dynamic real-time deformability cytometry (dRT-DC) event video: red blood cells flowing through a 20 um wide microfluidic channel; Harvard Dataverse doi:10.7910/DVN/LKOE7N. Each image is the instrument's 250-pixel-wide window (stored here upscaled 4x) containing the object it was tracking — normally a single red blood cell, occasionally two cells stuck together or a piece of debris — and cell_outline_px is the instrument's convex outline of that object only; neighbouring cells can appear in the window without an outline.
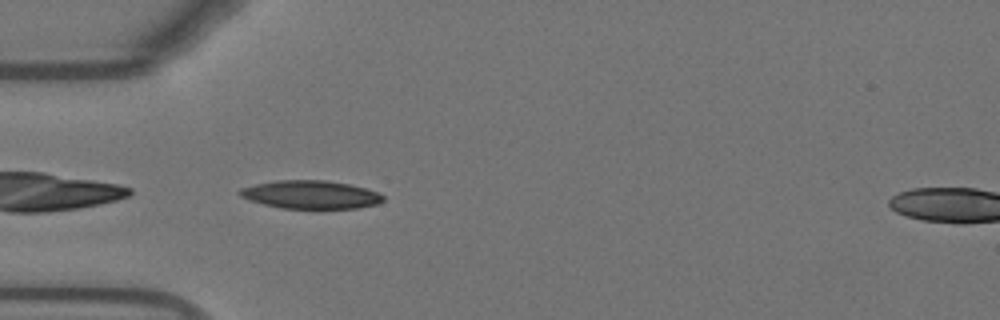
{"species": "Egyptian fruit bat (a non-hibernating species)", "species_latin": "Rousettus aegyptiacus", "temperature_condition": "warm", "stored_images_in_passage": 39, "camera_frame_rate_fps": 3000, "um_per_image_px": 0.085, "animal": {"sex": "female"}, "frame": {"image": 1, "passage_image": 1, "time_ms": 0.0, "image_size_px": [1000, 320], "cell_outline_px": [[384, 200], [376, 204], [356, 208], [280, 208], [248, 200], [240, 196], [236, 192], [240, 188], [256, 184], [276, 180], [324, 180], [348, 184], [364, 188], [376, 192], [384, 196]], "centroid_in_image_um": [26.35, 16.54], "position_along_channel_um": 58.7, "area_um2": 23.41}}
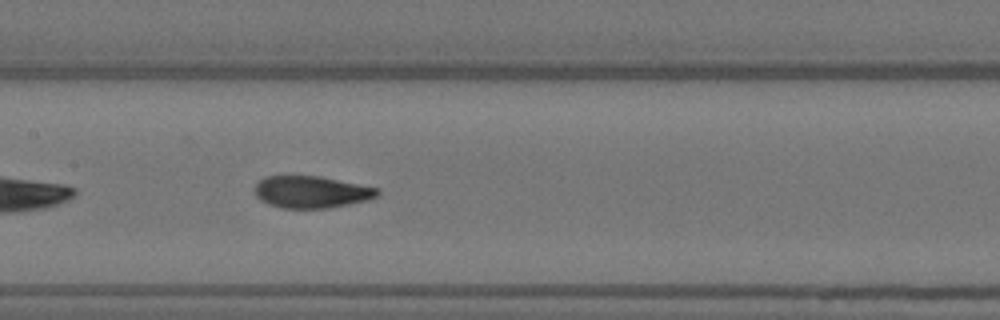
{"frame": {"image": 2, "passage_image": 11, "time_ms": 3.333, "image_size_px": [1000, 320], "cell_outline_px": [[380, 196], [368, 200], [328, 208], [280, 208], [268, 204], [260, 200], [256, 196], [256, 184], [260, 180], [268, 176], [320, 176], [380, 188]], "centroid_in_image_um": [26.51, 16.32], "position_along_channel_um": 180.9, "area_um2": 22.95}}
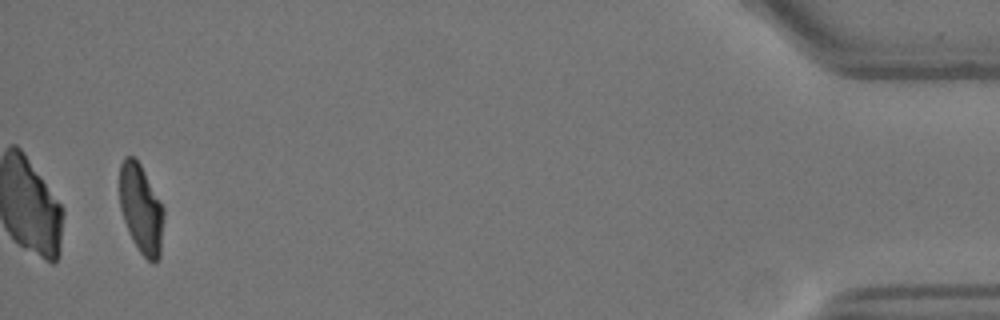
{"frame": {"image": 3, "passage_image": 37, "time_ms": 12.0, "image_size_px": [1000, 320], "cell_outline_px": [[164, 216], [160, 256], [156, 264], [152, 264], [140, 252], [124, 220], [120, 208], [120, 164], [124, 156], [132, 156], [140, 164], [160, 200], [164, 208]], "centroid_in_image_um": [12.01, 17.76], "position_along_channel_um": 423.2, "area_um2": 22.72}, "authors_computed_cell_mechanics": {"area_um2": 23.6402, "velocity_mm_per_s": 3.7529, "shape_relaxation_time_tau1_ms": 5.1169, "shape_relaxation_time_tau2_ms": 0.5755, "deformation_change_tau1": 0.2091, "deformation_change_tau2": 0.0499}}